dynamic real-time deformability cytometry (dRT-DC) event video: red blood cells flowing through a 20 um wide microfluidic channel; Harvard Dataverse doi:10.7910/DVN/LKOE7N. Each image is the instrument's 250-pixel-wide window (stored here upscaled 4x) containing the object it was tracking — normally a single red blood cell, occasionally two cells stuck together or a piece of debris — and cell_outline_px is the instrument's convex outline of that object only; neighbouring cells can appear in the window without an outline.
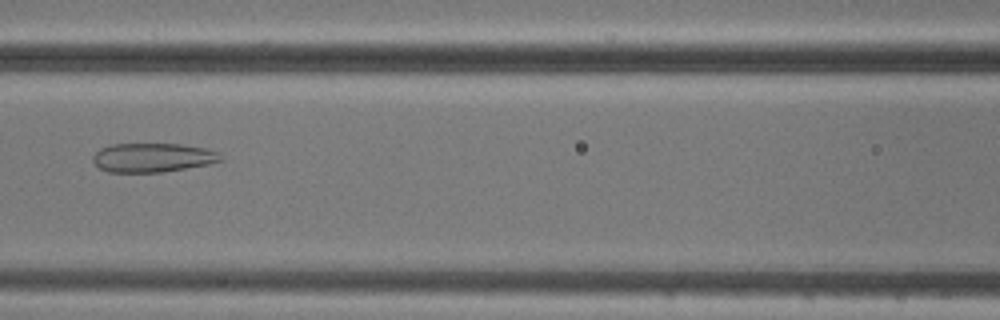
{"species": "common noctule bat (a hibernating species)", "species_latin": "Nyctalus noctula", "temperature_condition": "cold", "stored_images_in_passage": 4, "camera_frame_rate_fps": 3000, "um_per_image_px": 0.085, "animal": {"sex": "male", "body_mass_g": 20.5, "forearm_length_mm": 52.5}, "frame": {"image": 1, "passage_image": 4, "time_ms": 3.667, "image_size_px": [1000, 320], "cell_outline_px": [[224, 160], [208, 164], [160, 172], [108, 172], [100, 168], [92, 160], [92, 156], [100, 148], [112, 144], [180, 144], [204, 148], [220, 152], [224, 156]], "centroid_in_image_um": [12.99, 13.39], "position_along_channel_um": 153.6, "area_um2": 21.62}}